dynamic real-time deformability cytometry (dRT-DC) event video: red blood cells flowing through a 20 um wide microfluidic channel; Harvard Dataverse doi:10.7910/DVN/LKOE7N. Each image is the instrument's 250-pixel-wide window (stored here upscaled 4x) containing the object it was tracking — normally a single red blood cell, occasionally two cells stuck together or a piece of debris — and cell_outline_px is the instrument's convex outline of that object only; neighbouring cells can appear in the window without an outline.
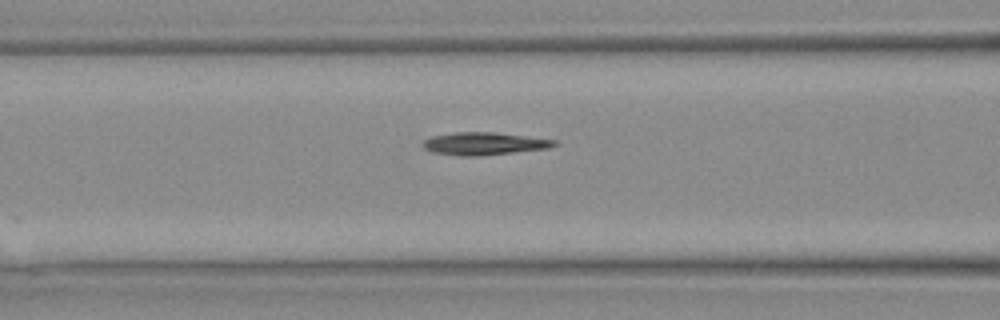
{"species": "Egyptian fruit bat (a non-hibernating species)", "species_latin": "Rousettus aegyptiacus", "temperature_condition": "warm", "stored_images_in_passage": 10, "camera_frame_rate_fps": 3000, "um_per_image_px": 0.085, "animal": {"sex": "female"}, "frame": {"image": 1, "passage_image": 5, "time_ms": 1.333, "image_size_px": [1000, 320], "cell_outline_px": [[556, 144], [548, 148], [480, 156], [460, 156], [432, 152], [424, 148], [420, 144], [424, 140], [432, 136], [456, 132], [492, 132], [556, 140]], "centroid_in_image_um": [41.08, 12.21], "position_along_channel_um": 125.5, "area_um2": 17.17}}
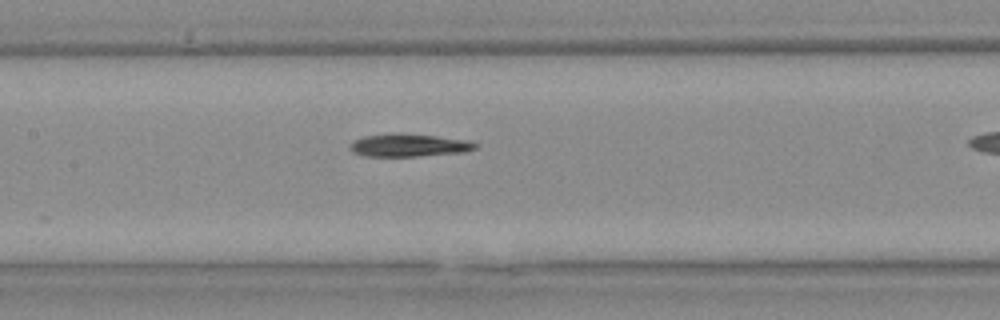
{"frame": {"image": 2, "passage_image": 7, "time_ms": 2.0, "image_size_px": [1000, 320], "cell_outline_px": [[480, 144], [476, 148], [464, 152], [420, 156], [364, 156], [352, 152], [348, 148], [352, 140], [364, 136], [392, 132], [432, 136], [468, 140]], "centroid_in_image_um": [34.71, 12.34], "position_along_channel_um": 172.7, "area_um2": 16.82}}